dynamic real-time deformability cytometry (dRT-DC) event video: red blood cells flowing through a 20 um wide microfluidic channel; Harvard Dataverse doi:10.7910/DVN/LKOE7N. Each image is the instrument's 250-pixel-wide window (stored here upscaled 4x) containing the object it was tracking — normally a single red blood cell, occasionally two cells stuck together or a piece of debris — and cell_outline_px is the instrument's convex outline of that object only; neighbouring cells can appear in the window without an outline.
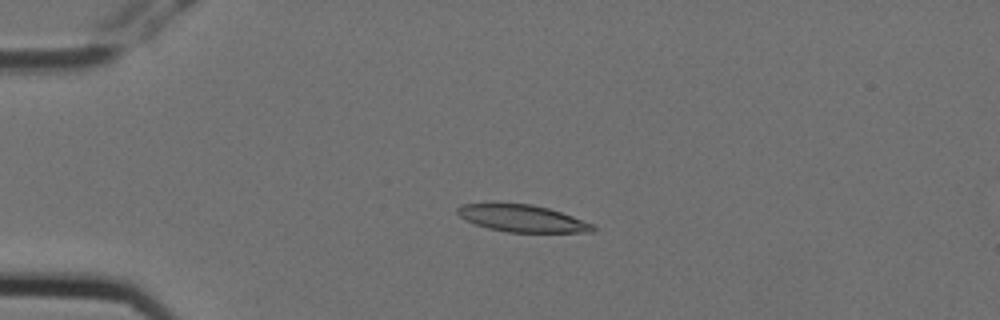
{"species": "Egyptian fruit bat (a non-hibernating species)", "species_latin": "Rousettus aegyptiacus", "temperature_condition": "cold", "stored_images_in_passage": 4, "camera_frame_rate_fps": 3000, "um_per_image_px": 0.085, "animal": {"sex": "female"}, "frame": {"image": 1, "passage_image": 3, "time_ms": 0.667, "image_size_px": [1000, 320], "cell_outline_px": [[596, 228], [592, 232], [508, 232], [488, 228], [476, 224], [460, 216], [456, 212], [456, 208], [460, 204], [532, 204], [548, 208], [596, 224]], "centroid_in_image_um": [44.44, 18.57], "position_along_channel_um": 40.6, "area_um2": 21.1}}